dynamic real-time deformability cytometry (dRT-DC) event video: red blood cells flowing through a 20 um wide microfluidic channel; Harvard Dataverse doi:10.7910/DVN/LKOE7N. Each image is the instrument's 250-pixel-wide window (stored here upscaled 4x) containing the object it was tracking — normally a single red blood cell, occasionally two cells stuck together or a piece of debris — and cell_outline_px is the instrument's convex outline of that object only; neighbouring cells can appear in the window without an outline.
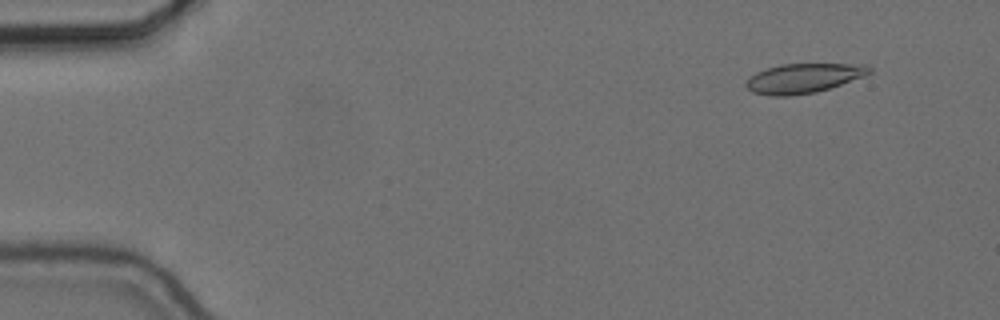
{"species": "common noctule bat (a hibernating species)", "species_latin": "Nyctalus noctula", "temperature_condition": "cold", "stored_images_in_passage": 56, "camera_frame_rate_fps": 3000, "um_per_image_px": 0.085, "animal": {"sex": "female", "body_mass_g": 24.6, "forearm_length_mm": 56.2}, "frame": {"image": 1, "passage_image": 5, "time_ms": 1.333, "image_size_px": [1000, 320], "cell_outline_px": [[872, 72], [864, 76], [816, 92], [788, 96], [768, 96], [752, 92], [744, 84], [756, 72], [780, 64], [864, 64], [872, 68]], "centroid_in_image_um": [68.29, 6.65], "position_along_channel_um": 16.7, "area_um2": 21.04}}
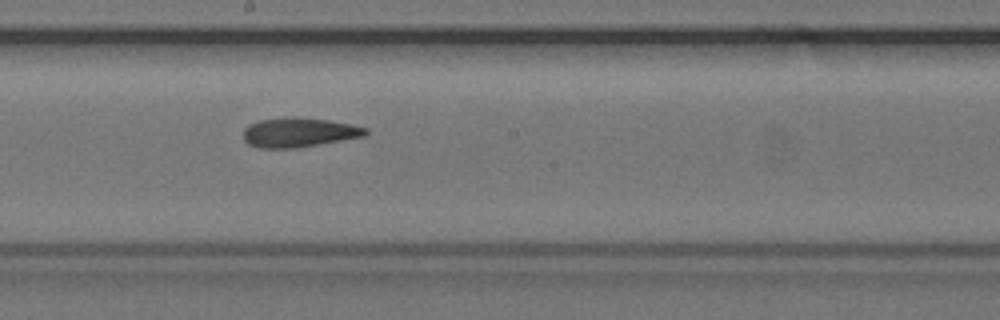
{"frame": {"image": 2, "passage_image": 31, "time_ms": 10.0, "image_size_px": [1000, 320], "cell_outline_px": [[368, 132], [364, 136], [296, 148], [260, 148], [248, 144], [244, 140], [244, 128], [248, 124], [260, 120], [284, 116], [300, 116], [328, 120], [352, 124], [368, 128]], "centroid_in_image_um": [25.39, 11.23], "position_along_channel_um": 222.8, "area_um2": 21.21}}
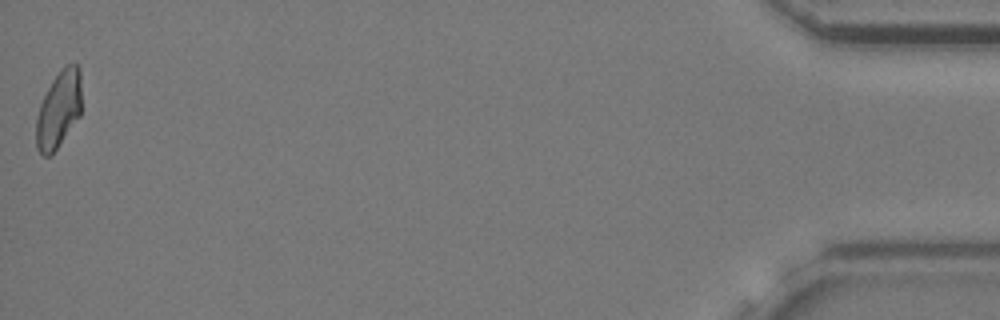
{"frame": {"image": 3, "passage_image": 56, "time_ms": 18.333, "image_size_px": [1000, 320], "cell_outline_px": [[80, 116], [56, 148], [48, 156], [44, 156], [36, 148], [36, 116], [40, 104], [52, 80], [60, 68], [64, 64], [76, 64], [80, 68]], "centroid_in_image_um": [4.98, 9.27], "position_along_channel_um": 430.2, "area_um2": 20.17}, "authors_computed_cell_mechanics": {"area_um2": 21.1548, "velocity_mm_per_s": 3.6538, "shape_relaxation_time_tau1_ms": 9.883, "shape_relaxation_time_tau2_ms": 3.6514, "deformation_change_tau1": 0.2175, "deformation_change_tau2": 0.116}}